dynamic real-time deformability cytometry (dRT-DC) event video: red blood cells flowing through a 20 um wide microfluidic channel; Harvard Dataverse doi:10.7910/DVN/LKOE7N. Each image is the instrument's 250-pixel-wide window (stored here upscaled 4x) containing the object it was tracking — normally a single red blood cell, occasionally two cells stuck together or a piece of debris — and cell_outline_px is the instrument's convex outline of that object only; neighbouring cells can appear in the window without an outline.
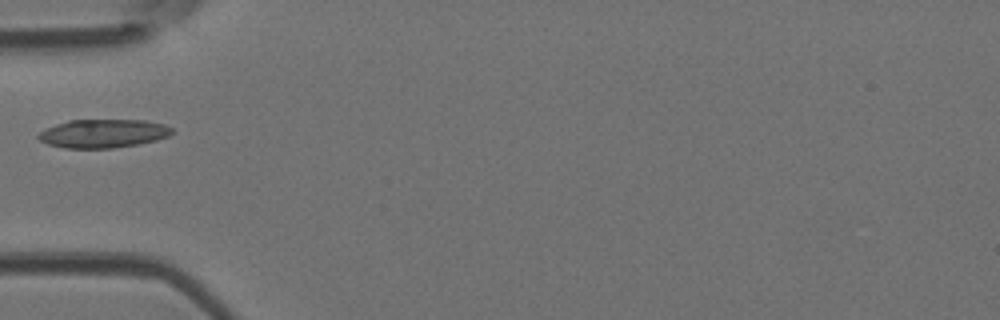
{"species": "Egyptian fruit bat (a non-hibernating species)", "species_latin": "Rousettus aegyptiacus", "temperature_condition": "room temperature", "stored_images_in_passage": 4, "camera_frame_rate_fps": 3000, "um_per_image_px": 0.085, "animal": {"sex": "female"}, "frame": {"image": 1, "passage_image": 3, "time_ms": 0.667, "image_size_px": [1000, 320], "cell_outline_px": [[172, 132], [168, 136], [156, 140], [136, 144], [112, 148], [64, 148], [48, 144], [40, 140], [36, 136], [40, 132], [56, 124], [68, 120], [144, 120], [164, 124], [172, 128]], "centroid_in_image_um": [8.76, 11.34], "position_along_channel_um": 76.2, "area_um2": 22.02}}
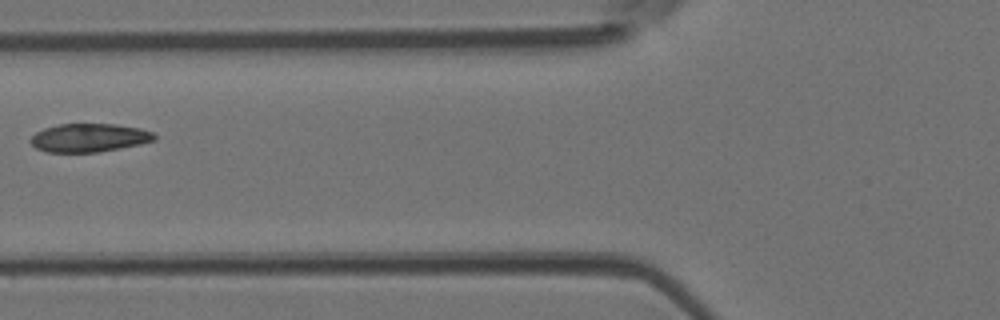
{"frame": {"image": 2, "passage_image": 4, "time_ms": 1.0, "image_size_px": [1000, 320], "cell_outline_px": [[156, 140], [140, 144], [120, 148], [96, 152], [48, 152], [36, 148], [28, 140], [36, 132], [44, 128], [60, 124], [116, 124], [140, 128], [152, 132], [156, 136]], "centroid_in_image_um": [7.57, 11.7], "position_along_channel_um": 118.2, "area_um2": 20.46}}